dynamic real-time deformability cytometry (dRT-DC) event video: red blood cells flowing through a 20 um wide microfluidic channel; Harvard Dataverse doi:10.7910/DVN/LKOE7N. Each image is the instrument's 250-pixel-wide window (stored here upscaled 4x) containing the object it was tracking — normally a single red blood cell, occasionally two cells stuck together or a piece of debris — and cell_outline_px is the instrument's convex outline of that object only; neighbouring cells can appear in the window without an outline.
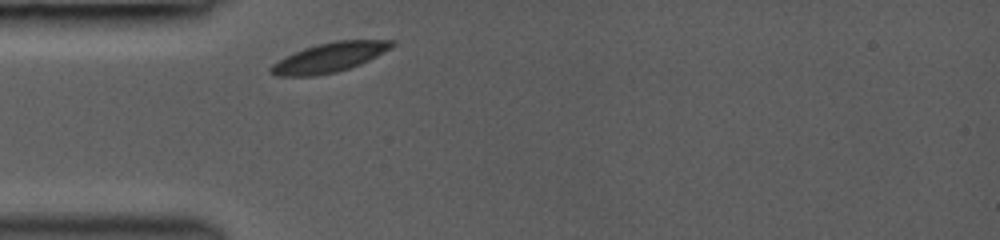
{"species": "common noctule bat (a hibernating species)", "species_latin": "Nyctalus noctula", "temperature_condition": "room temperature", "stored_images_in_passage": 1, "camera_frame_rate_fps": 3000, "um_per_image_px": 0.085, "animal": {"sex": "female", "body_mass_g": 19.0, "forearm_length_mm": 53.3}, "frame": {"image": 1, "passage_image": 1, "time_ms": 0.0, "image_size_px": [1000, 240], "cell_outline_px": [[396, 44], [392, 48], [360, 64], [336, 72], [312, 76], [276, 76], [268, 72], [268, 68], [272, 64], [284, 56], [304, 48], [316, 44], [336, 40], [396, 40]], "centroid_in_image_um": [27.97, 4.88], "position_along_channel_um": 57.0, "area_um2": 20.92}}